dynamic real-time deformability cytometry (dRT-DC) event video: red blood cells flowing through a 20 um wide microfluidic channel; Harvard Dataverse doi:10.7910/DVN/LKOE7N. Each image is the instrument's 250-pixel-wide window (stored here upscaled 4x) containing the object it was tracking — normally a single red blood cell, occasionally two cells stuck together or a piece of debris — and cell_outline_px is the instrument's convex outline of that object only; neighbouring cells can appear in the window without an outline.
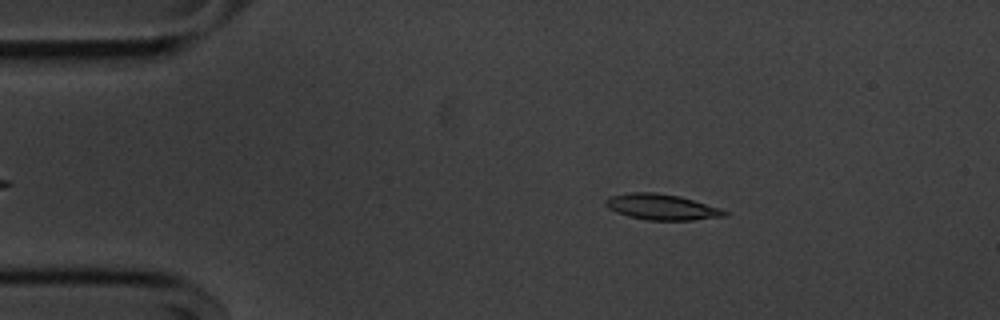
{"species": "common noctule bat (a hibernating species)", "species_latin": "Nyctalus noctula", "temperature_condition": "cold", "stored_images_in_passage": 52, "camera_frame_rate_fps": 3000, "um_per_image_px": 0.085, "animal": {"sex": "male", "body_mass_g": 20.1, "forearm_length_mm": 53.5}, "frame": {"image": 1, "passage_image": 7, "time_ms": 2.0, "image_size_px": [1000, 320], "cell_outline_px": [[728, 216], [692, 220], [648, 220], [628, 216], [616, 212], [608, 208], [604, 204], [604, 200], [608, 196], [632, 192], [656, 192], [680, 196], [720, 208], [728, 212]], "centroid_in_image_um": [56.22, 17.59], "position_along_channel_um": 28.8, "area_um2": 17.98}}
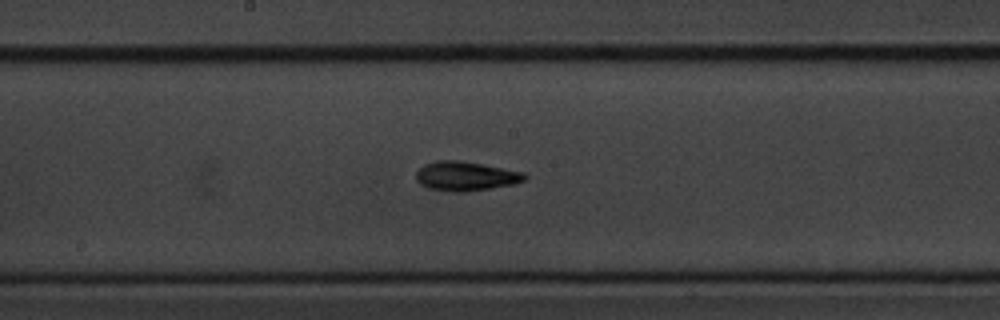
{"frame": {"image": 2, "passage_image": 26, "time_ms": 8.333, "image_size_px": [1000, 320], "cell_outline_px": [[528, 176], [524, 180], [512, 184], [492, 188], [468, 192], [452, 192], [428, 188], [420, 184], [416, 180], [416, 172], [424, 164], [436, 160], [460, 160], [484, 164], [524, 172]], "centroid_in_image_um": [39.57, 14.97], "position_along_channel_um": 208.6, "area_um2": 18.73}}
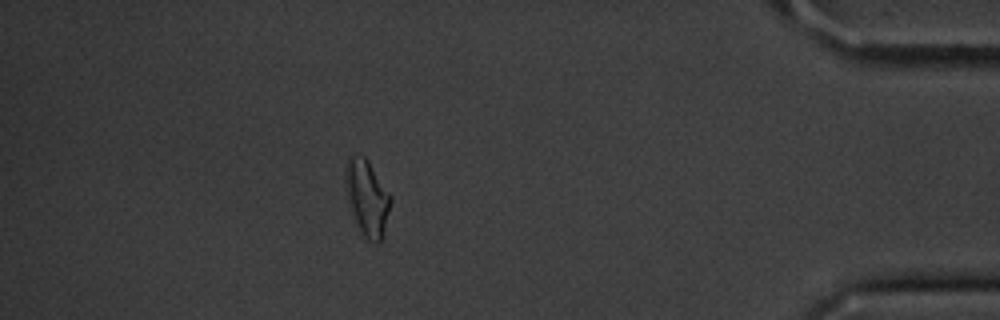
{"frame": {"image": 3, "passage_image": 46, "time_ms": 15.0, "image_size_px": [1000, 320], "cell_outline_px": [[392, 200], [384, 236], [376, 244], [368, 240], [360, 232], [352, 216], [344, 180], [348, 156], [364, 156], [368, 160], [392, 196]], "centroid_in_image_um": [31.22, 16.85], "position_along_channel_um": 404.0, "area_um2": 20.17}, "authors_computed_cell_mechanics": {"area_um2": 17.5134, "velocity_mm_per_s": 3.6268, "shape_relaxation_time_tau1_ms": 1.8636, "shape_relaxation_time_tau2_ms": 4.6294, "deformation_change_tau1": 0.1443, "deformation_change_tau2": 0.1377}}